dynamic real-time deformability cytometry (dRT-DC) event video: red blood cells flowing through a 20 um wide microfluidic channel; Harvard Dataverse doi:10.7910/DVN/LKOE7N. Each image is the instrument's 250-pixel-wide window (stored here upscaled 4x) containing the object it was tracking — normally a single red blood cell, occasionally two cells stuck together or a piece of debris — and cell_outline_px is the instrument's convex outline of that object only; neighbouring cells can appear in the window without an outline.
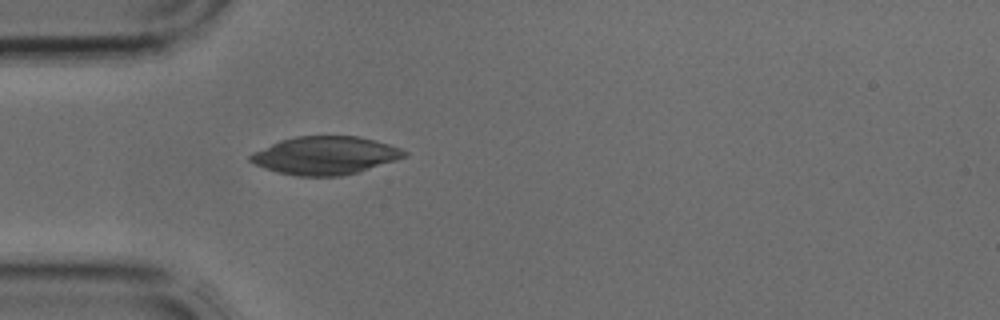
{"species": "common noctule bat (a hibernating species)", "species_latin": "Nyctalus noctula", "temperature_condition": "cold", "stored_images_in_passage": 1, "camera_frame_rate_fps": 3000, "um_per_image_px": 0.085, "animal": {"sex": "male", "body_mass_g": 17.9, "forearm_length_mm": 54.2}, "frame": {"image": 1, "passage_image": 1, "time_ms": 0.0, "image_size_px": [1000, 320], "cell_outline_px": [[408, 156], [396, 160], [356, 172], [340, 176], [296, 176], [276, 172], [264, 168], [248, 160], [248, 156], [252, 152], [280, 140], [296, 136], [360, 136], [388, 144], [400, 148], [408, 152]], "centroid_in_image_um": [27.62, 13.21], "position_along_channel_um": 57.4, "area_um2": 34.1}}